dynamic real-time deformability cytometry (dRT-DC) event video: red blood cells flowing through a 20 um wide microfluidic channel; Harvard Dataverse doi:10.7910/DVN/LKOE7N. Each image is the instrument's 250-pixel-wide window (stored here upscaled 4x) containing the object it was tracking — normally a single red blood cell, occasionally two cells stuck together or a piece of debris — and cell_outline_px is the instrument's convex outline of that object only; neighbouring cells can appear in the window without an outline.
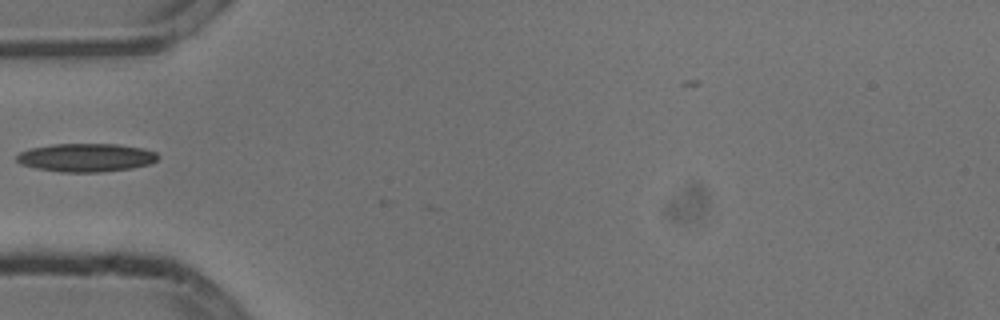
{"species": "common noctule bat (a hibernating species)", "species_latin": "Nyctalus noctula", "temperature_condition": "cold", "stored_images_in_passage": 7, "camera_frame_rate_fps": 3000, "um_per_image_px": 0.085, "animal": {"sex": "male", "body_mass_g": 13.3}, "frame": {"image": 1, "passage_image": 5, "time_ms": 1.333, "image_size_px": [1000, 320], "cell_outline_px": [[160, 156], [152, 164], [132, 168], [100, 172], [60, 172], [36, 168], [20, 164], [16, 160], [16, 156], [20, 152], [32, 148], [52, 144], [116, 144], [144, 148], [156, 152]], "centroid_in_image_um": [7.34, 13.39], "position_along_channel_um": 77.7, "area_um2": 23.47}}
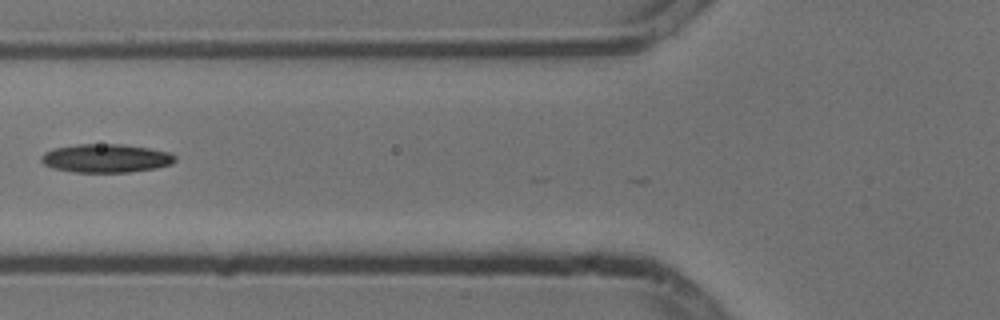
{"frame": {"image": 2, "passage_image": 6, "time_ms": 1.667, "image_size_px": [1000, 320], "cell_outline_px": [[176, 160], [172, 164], [156, 168], [128, 172], [76, 172], [52, 168], [44, 164], [40, 160], [40, 156], [44, 152], [52, 148], [76, 144], [120, 144], [148, 148], [172, 152], [176, 156]], "centroid_in_image_um": [9.0, 13.44], "position_along_channel_um": 116.8, "area_um2": 22.43}}
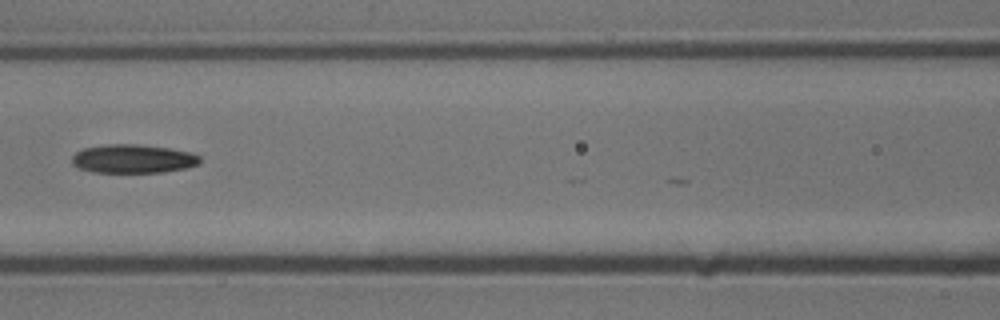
{"frame": {"image": 3, "passage_image": 7, "time_ms": 2.0, "image_size_px": [1000, 320], "cell_outline_px": [[200, 164], [184, 168], [164, 172], [92, 172], [80, 168], [72, 164], [72, 156], [76, 152], [84, 148], [108, 144], [136, 144], [168, 148], [188, 152], [200, 156]], "centroid_in_image_um": [11.29, 13.5], "position_along_channel_um": 155.3, "area_um2": 21.21}}